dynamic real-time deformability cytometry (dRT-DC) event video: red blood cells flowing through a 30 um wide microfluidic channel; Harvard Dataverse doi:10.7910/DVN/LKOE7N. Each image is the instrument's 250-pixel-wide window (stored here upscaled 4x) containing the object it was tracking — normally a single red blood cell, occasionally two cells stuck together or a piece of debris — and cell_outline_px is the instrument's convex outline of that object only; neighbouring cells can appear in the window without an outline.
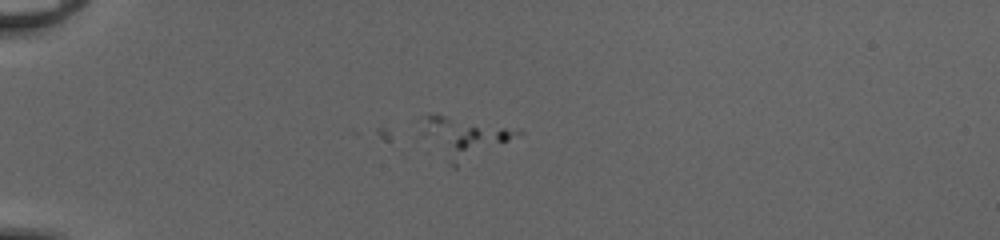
{"species": "common noctule bat (a hibernating species)", "species_latin": "Nyctalus noctula", "temperature_condition": "cold", "stored_images_in_passage": 10, "camera_frame_rate_fps": 3000, "um_per_image_px": 0.085, "animal": {"sex": "female", "body_mass_g": 20.0, "forearm_length_mm": 54.0}, "frame": {"image": 1, "passage_image": 5, "time_ms": 1.333, "image_size_px": [1000, 240], "cell_outline_px": [[524, 132], [456, 168], [452, 168], [444, 160], [456, 140], [468, 128], [504, 128]], "centroid_in_image_um": [40.58, 12.24], "position_along_channel_um": 44.4, "area_um2": 11.33}}